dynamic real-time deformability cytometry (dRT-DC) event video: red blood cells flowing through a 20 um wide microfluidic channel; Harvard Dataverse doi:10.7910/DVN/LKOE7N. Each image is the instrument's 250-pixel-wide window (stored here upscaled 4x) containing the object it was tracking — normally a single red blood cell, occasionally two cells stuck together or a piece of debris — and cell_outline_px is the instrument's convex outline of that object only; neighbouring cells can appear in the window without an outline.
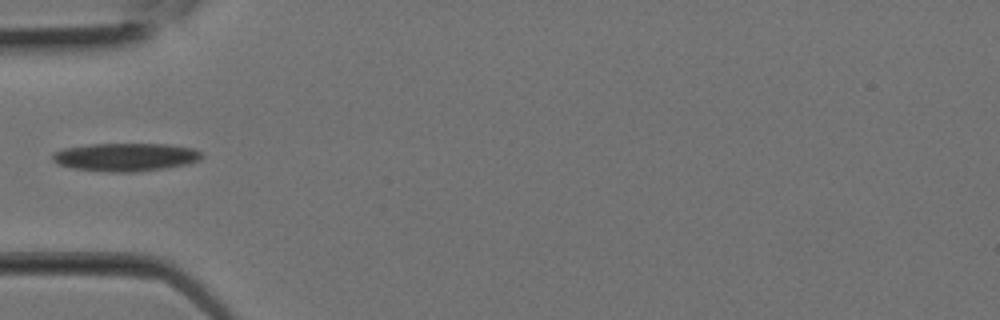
{"species": "Egyptian fruit bat (a non-hibernating species)", "species_latin": "Rousettus aegyptiacus", "temperature_condition": "room temperature", "stored_images_in_passage": 3, "camera_frame_rate_fps": 3000, "um_per_image_px": 0.085, "animal": {"sex": "female"}, "frame": {"image": 1, "passage_image": 1, "time_ms": 0.0, "image_size_px": [1000, 320], "cell_outline_px": [[204, 156], [200, 160], [188, 164], [164, 168], [136, 172], [108, 172], [72, 168], [56, 164], [52, 160], [52, 152], [64, 148], [92, 144], [168, 144], [192, 148], [200, 152]], "centroid_in_image_um": [10.65, 13.35], "position_along_channel_um": 74.3, "area_um2": 24.62}}